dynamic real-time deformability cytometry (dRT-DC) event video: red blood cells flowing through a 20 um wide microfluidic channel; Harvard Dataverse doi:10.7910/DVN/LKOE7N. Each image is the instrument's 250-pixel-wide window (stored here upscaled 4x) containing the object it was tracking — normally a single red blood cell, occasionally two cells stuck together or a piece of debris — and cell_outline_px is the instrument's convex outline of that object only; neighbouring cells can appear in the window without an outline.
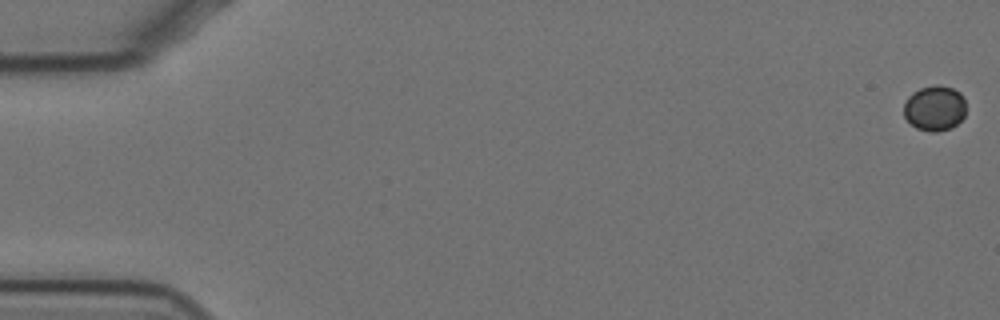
{"species": "Egyptian fruit bat (a non-hibernating species)", "species_latin": "Rousettus aegyptiacus", "temperature_condition": "cold", "stored_images_in_passage": 59, "camera_frame_rate_fps": 3000, "um_per_image_px": 0.085, "animal": {"sex": "female"}, "frame": {"image": 1, "passage_image": 1, "time_ms": 0.0, "image_size_px": [1000, 320], "cell_outline_px": [[964, 116], [956, 124], [948, 128], [936, 132], [932, 132], [916, 128], [904, 116], [904, 104], [908, 96], [912, 92], [920, 88], [936, 84], [952, 88], [960, 92], [964, 100]], "centroid_in_image_um": [79.42, 9.18], "position_along_channel_um": 5.6, "area_um2": 16.24}}
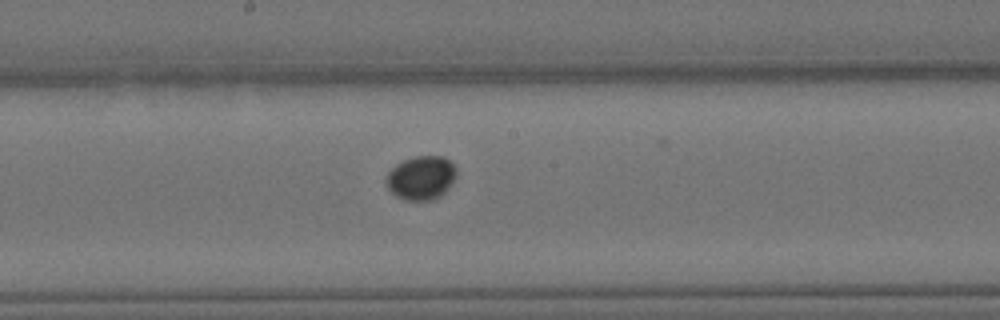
{"frame": {"image": 2, "passage_image": 32, "time_ms": 10.333, "image_size_px": [1000, 320], "cell_outline_px": [[456, 176], [448, 188], [440, 196], [432, 200], [404, 200], [396, 196], [388, 188], [384, 180], [388, 172], [396, 164], [404, 160], [416, 156], [444, 156], [456, 168]], "centroid_in_image_um": [35.78, 15.11], "position_along_channel_um": 212.4, "area_um2": 17.92}}
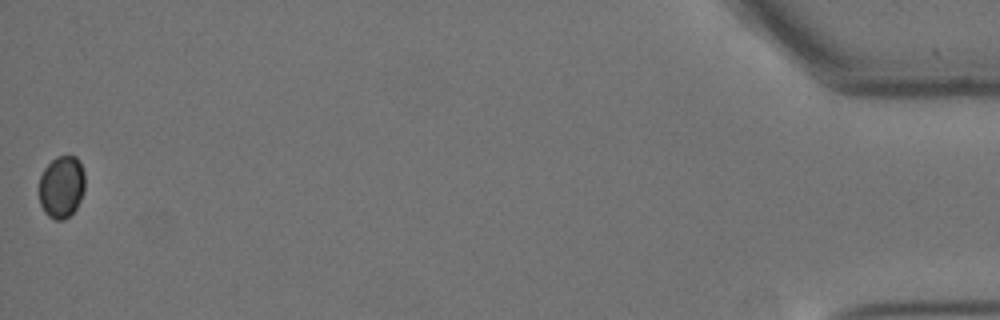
{"frame": {"image": 3, "passage_image": 59, "time_ms": 19.333, "image_size_px": [1000, 320], "cell_outline_px": [[84, 192], [76, 208], [64, 220], [56, 220], [48, 216], [44, 212], [40, 204], [40, 176], [44, 168], [56, 156], [76, 156], [80, 160], [84, 172]], "centroid_in_image_um": [5.24, 15.87], "position_along_channel_um": 430.0, "area_um2": 16.7}}